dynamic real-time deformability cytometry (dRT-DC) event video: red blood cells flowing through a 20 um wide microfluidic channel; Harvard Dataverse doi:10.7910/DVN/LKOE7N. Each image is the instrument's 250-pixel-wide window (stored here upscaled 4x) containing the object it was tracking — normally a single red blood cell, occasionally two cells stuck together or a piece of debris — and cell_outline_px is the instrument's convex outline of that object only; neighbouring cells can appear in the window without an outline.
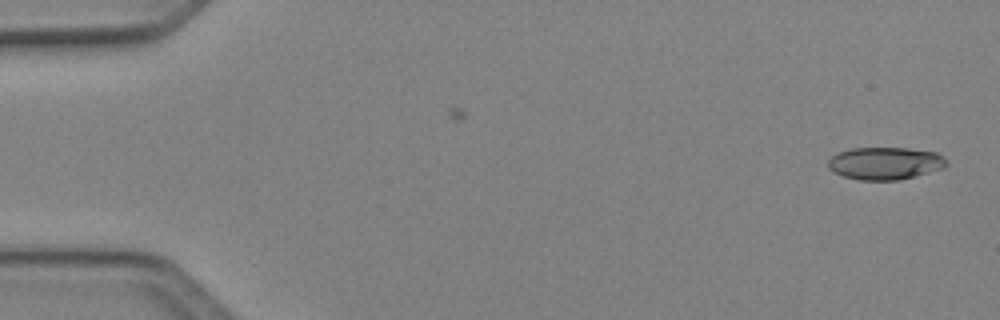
{"species": "Egyptian fruit bat (a non-hibernating species)", "species_latin": "Rousettus aegyptiacus", "temperature_condition": "cold", "stored_images_in_passage": 48, "camera_frame_rate_fps": 3000, "um_per_image_px": 0.085, "animal": {"sex": "female"}, "frame": {"image": 1, "passage_image": 1, "time_ms": 0.0, "image_size_px": [1000, 320], "cell_outline_px": [[948, 164], [944, 168], [900, 180], [860, 180], [844, 176], [832, 172], [828, 168], [828, 160], [832, 156], [840, 152], [852, 148], [908, 148], [936, 152], [944, 156], [948, 160]], "centroid_in_image_um": [75.26, 13.88], "position_along_channel_um": 9.7, "area_um2": 22.54}}
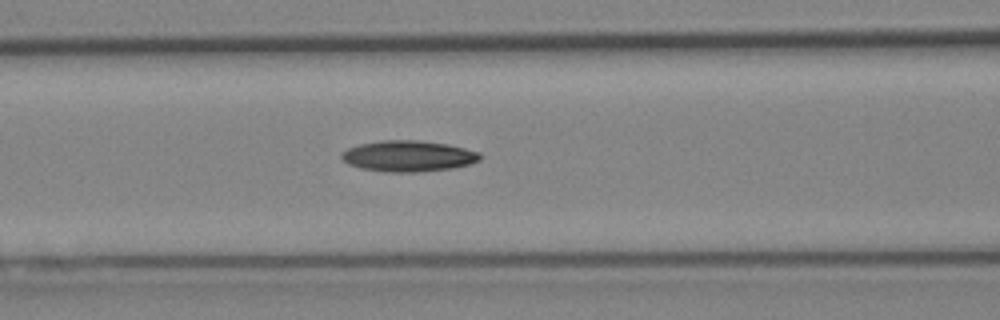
{"frame": {"image": 2, "passage_image": 20, "time_ms": 6.333, "image_size_px": [1000, 320], "cell_outline_px": [[480, 160], [468, 164], [452, 168], [416, 172], [388, 172], [360, 168], [348, 164], [340, 156], [340, 152], [348, 148], [360, 144], [380, 140], [420, 140], [448, 144], [480, 152]], "centroid_in_image_um": [34.68, 13.26], "position_along_channel_um": 131.9, "area_um2": 25.03}}
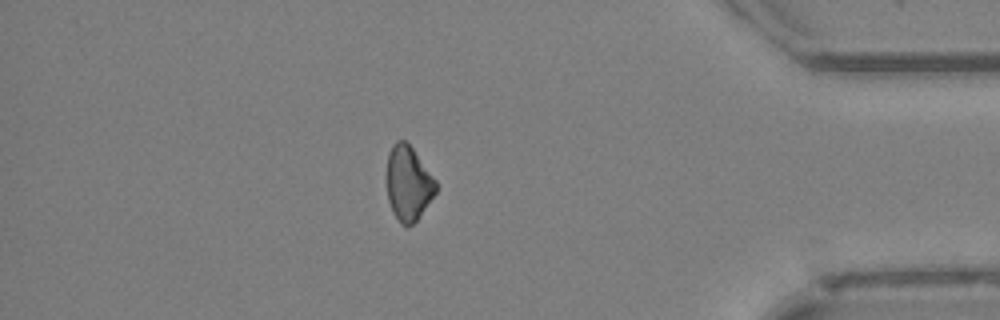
{"frame": {"image": 3, "passage_image": 42, "time_ms": 13.667, "image_size_px": [1000, 320], "cell_outline_px": [[436, 192], [416, 220], [412, 224], [400, 224], [392, 212], [388, 200], [388, 152], [392, 144], [396, 140], [404, 140], [412, 148], [436, 180]], "centroid_in_image_um": [34.7, 15.57], "position_along_channel_um": 400.5, "area_um2": 20.92}}